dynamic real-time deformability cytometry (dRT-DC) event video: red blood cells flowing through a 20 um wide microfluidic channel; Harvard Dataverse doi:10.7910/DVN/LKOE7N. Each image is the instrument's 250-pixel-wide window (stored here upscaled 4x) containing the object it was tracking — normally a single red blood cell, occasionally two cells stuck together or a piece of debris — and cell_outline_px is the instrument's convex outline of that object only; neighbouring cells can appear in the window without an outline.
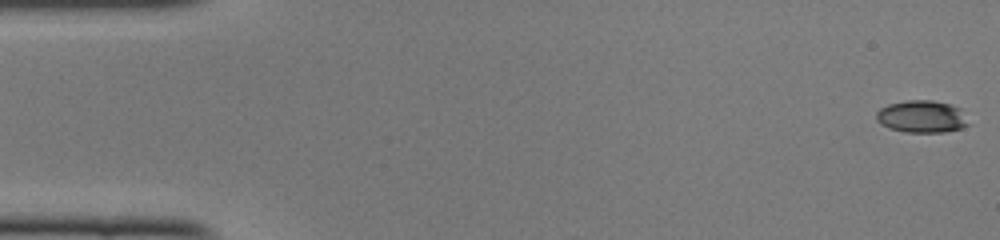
{"species": "common noctule bat (a hibernating species)", "species_latin": "Nyctalus noctula", "temperature_condition": "cold", "stored_images_in_passage": 49, "camera_frame_rate_fps": 3000, "um_per_image_px": 0.085, "animal": {"sex": "female", "body_mass_g": 22.0, "forearm_length_mm": 56.7}, "frame": {"image": 1, "passage_image": 1, "time_ms": 0.0, "image_size_px": [1000, 240], "cell_outline_px": [[972, 124], [960, 128], [944, 132], [904, 132], [888, 128], [880, 124], [876, 120], [876, 112], [880, 108], [888, 104], [908, 100], [932, 100], [948, 104], [960, 108]], "centroid_in_image_um": [78.35, 9.91], "position_along_channel_um": 6.6, "area_um2": 17.51}}
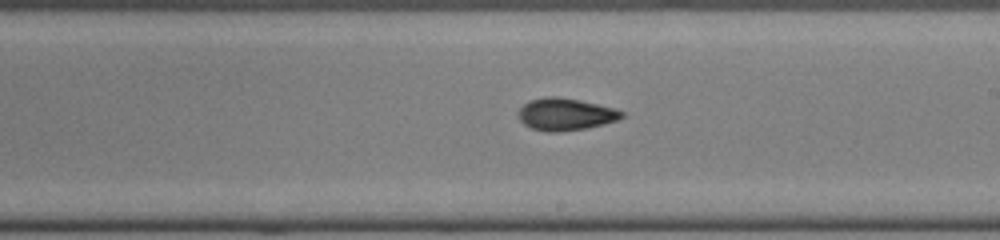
{"frame": {"image": 2, "passage_image": 28, "time_ms": 9.0, "image_size_px": [1000, 240], "cell_outline_px": [[624, 116], [616, 120], [604, 124], [588, 128], [560, 132], [544, 132], [532, 128], [524, 124], [520, 120], [516, 112], [528, 100], [544, 96], [556, 96], [580, 100], [616, 108], [624, 112]], "centroid_in_image_um": [48.05, 9.71], "position_along_channel_um": 241.0, "area_um2": 19.71}}
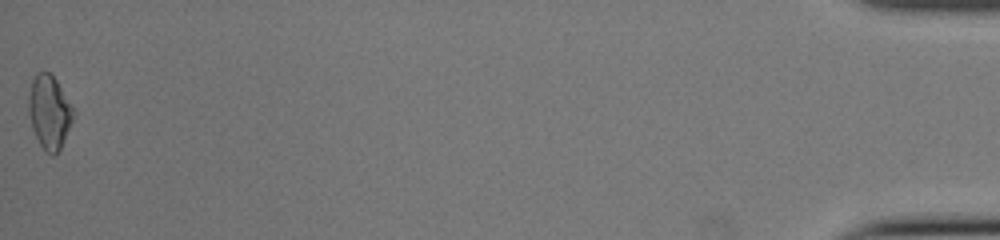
{"frame": {"image": 3, "passage_image": 49, "time_ms": 16.0, "image_size_px": [1000, 240], "cell_outline_px": [[76, 112], [60, 148], [52, 156], [44, 152], [32, 128], [28, 112], [28, 96], [32, 80], [36, 72], [44, 68], [56, 80], [72, 104]], "centroid_in_image_um": [4.18, 9.48], "position_along_channel_um": 431.0, "area_um2": 19.36}, "authors_computed_cell_mechanics": {"area_um2": 18.6694, "velocity_mm_per_s": 4.1214, "shape_relaxation_time_tau1_ms": null, "shape_relaxation_time_tau2_ms": 2.1295, "deformation_change_tau1": null, "deformation_change_tau2": 0.0813}}